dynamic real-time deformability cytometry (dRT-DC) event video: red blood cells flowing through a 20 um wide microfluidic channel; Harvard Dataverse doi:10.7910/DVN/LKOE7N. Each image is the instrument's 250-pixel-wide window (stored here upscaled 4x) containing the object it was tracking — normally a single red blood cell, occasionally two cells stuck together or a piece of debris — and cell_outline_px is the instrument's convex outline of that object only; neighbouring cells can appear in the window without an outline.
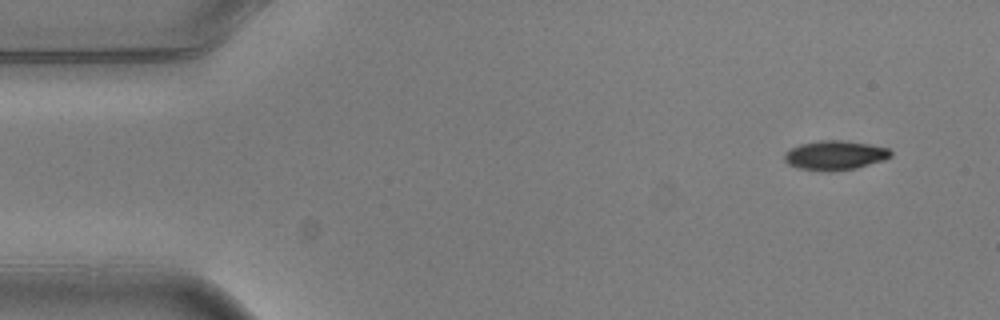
{"species": "common noctule bat (a hibernating species)", "species_latin": "Nyctalus noctula", "temperature_condition": "warm", "stored_images_in_passage": 4, "camera_frame_rate_fps": 3000, "um_per_image_px": 0.085, "animal": {"sex": "male", "body_mass_g": 20.5, "forearm_length_mm": 52.5}, "frame": {"image": 1, "passage_image": 1, "time_ms": 0.0, "image_size_px": [1000, 320], "cell_outline_px": [[892, 156], [884, 160], [856, 168], [832, 172], [828, 172], [800, 168], [788, 164], [784, 160], [784, 152], [800, 144], [820, 140], [840, 140], [868, 144], [888, 148], [892, 152]], "centroid_in_image_um": [70.97, 13.21], "position_along_channel_um": 14.0, "area_um2": 18.21}}
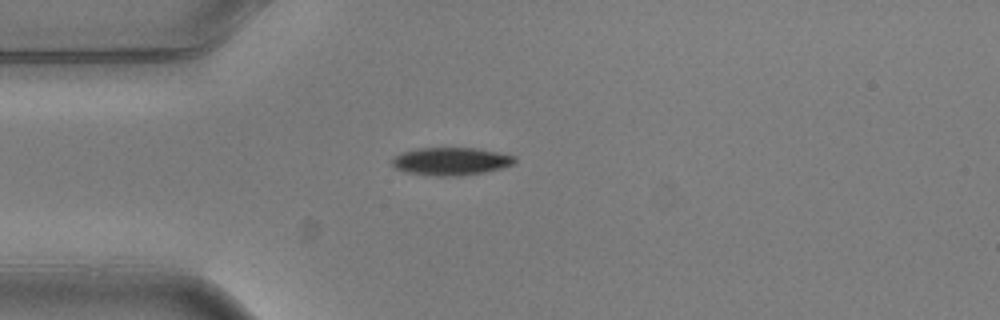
{"frame": {"image": 2, "passage_image": 3, "time_ms": 0.667, "image_size_px": [1000, 320], "cell_outline_px": [[516, 164], [484, 172], [460, 176], [432, 176], [408, 172], [396, 168], [392, 164], [392, 156], [400, 152], [416, 148], [476, 148], [500, 152], [516, 156]], "centroid_in_image_um": [38.34, 13.7], "position_along_channel_um": 46.7, "area_um2": 20.11}}